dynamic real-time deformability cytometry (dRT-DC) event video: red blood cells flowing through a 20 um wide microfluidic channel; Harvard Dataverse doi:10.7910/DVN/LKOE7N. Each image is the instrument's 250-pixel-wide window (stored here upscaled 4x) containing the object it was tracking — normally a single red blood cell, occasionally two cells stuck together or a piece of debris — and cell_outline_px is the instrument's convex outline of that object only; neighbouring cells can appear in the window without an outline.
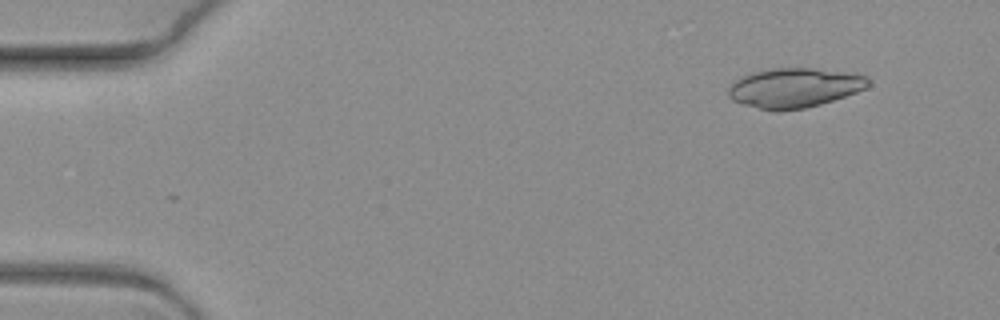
{"species": "common noctule bat (a hibernating species)", "species_latin": "Nyctalus noctula", "temperature_condition": "warm", "stored_images_in_passage": 6, "camera_frame_rate_fps": 3000, "um_per_image_px": 0.085, "animal": {"sex": "female", "body_mass_g": 19.3, "forearm_length_mm": 54.1}, "frame": {"image": 1, "passage_image": 2, "time_ms": 0.333, "image_size_px": [1000, 320], "cell_outline_px": [[872, 84], [856, 92], [820, 104], [804, 108], [776, 112], [744, 104], [732, 100], [728, 96], [728, 88], [740, 76], [748, 72], [772, 68], [812, 68], [856, 72], [868, 76], [872, 80]], "centroid_in_image_um": [67.55, 7.44], "position_along_channel_um": 17.4, "area_um2": 32.71}}